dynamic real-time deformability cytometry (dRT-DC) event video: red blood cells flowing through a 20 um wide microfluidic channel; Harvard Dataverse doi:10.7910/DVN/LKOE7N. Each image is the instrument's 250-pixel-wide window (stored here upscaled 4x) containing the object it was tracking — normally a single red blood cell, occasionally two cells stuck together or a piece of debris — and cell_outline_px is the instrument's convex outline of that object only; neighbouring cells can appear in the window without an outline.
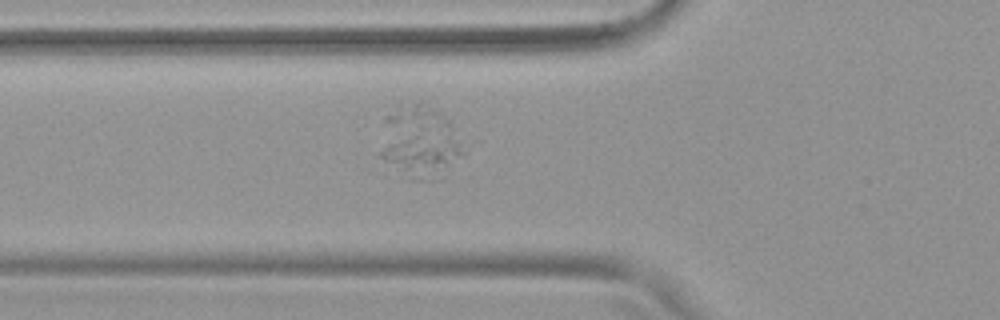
{"species": "common noctule bat (a hibernating species)", "species_latin": "Nyctalus noctula", "temperature_condition": "warm", "stored_images_in_passage": 41, "segment_of_instrument_passage": [2, 3], "camera_frame_rate_fps": 3000, "um_per_image_px": 0.085, "animal": {"sex": "female", "body_mass_g": 19.9}, "frame": {"image": 1, "passage_image": 6, "time_ms": 1.667, "image_size_px": [1000, 320], "cell_outline_px": [[464, 152], [448, 164], [424, 180], [408, 180], [384, 160], [380, 156], [380, 152], [388, 116], [396, 104], [400, 100], [428, 100], [452, 112]], "centroid_in_image_um": [35.71, 11.82], "position_along_channel_um": 90.1, "area_um2": 35.84}}